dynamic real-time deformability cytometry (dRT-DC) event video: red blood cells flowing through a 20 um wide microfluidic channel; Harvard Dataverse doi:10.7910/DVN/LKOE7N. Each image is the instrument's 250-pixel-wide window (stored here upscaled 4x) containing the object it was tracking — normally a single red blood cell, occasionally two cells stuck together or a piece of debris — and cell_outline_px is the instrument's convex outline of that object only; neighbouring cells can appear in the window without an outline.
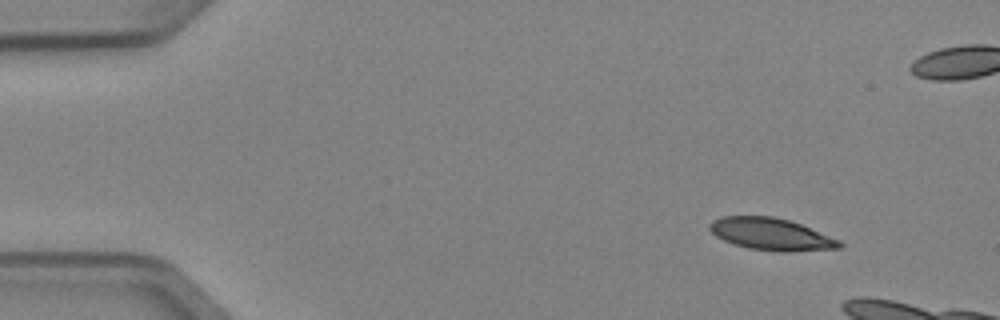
{"species": "Egyptian fruit bat (a non-hibernating species)", "species_latin": "Rousettus aegyptiacus", "temperature_condition": "cold", "stored_images_in_passage": 4, "camera_frame_rate_fps": 3000, "um_per_image_px": 0.085, "animal": {"sex": "female"}, "frame": {"image": 1, "passage_image": 1, "time_ms": 0.0, "image_size_px": [1000, 320], "cell_outline_px": [[844, 248], [788, 252], [780, 252], [748, 248], [732, 244], [716, 236], [708, 228], [708, 224], [712, 220], [724, 216], [772, 216], [788, 220], [800, 224], [840, 240], [844, 244]], "centroid_in_image_um": [65.55, 19.91], "position_along_channel_um": 19.4, "area_um2": 24.39}}